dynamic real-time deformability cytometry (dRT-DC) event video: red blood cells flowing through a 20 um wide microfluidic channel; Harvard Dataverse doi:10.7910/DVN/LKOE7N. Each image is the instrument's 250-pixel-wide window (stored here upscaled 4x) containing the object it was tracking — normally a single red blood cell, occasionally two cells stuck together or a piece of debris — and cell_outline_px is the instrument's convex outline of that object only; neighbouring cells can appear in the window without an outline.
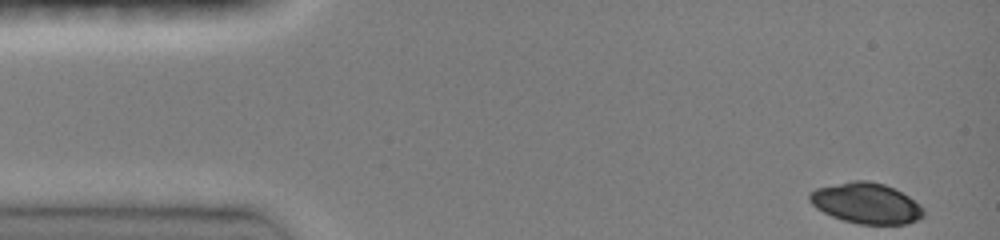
{"species": "common noctule bat (a hibernating species)", "species_latin": "Nyctalus noctula", "temperature_condition": "room temperature", "stored_images_in_passage": 43, "camera_frame_rate_fps": 3000, "um_per_image_px": 0.085, "animal": {"sex": "female", "body_mass_g": 19.0, "forearm_length_mm": 51.5}, "frame": {"image": 1, "passage_image": 1, "time_ms": 0.0, "image_size_px": [1000, 240], "cell_outline_px": [[924, 216], [920, 220], [904, 224], [860, 224], [844, 220], [832, 216], [816, 208], [808, 200], [808, 196], [816, 188], [852, 180], [868, 180], [884, 184], [908, 196], [920, 204], [924, 208]], "centroid_in_image_um": [73.65, 17.27], "position_along_channel_um": 11.4, "area_um2": 26.99}}
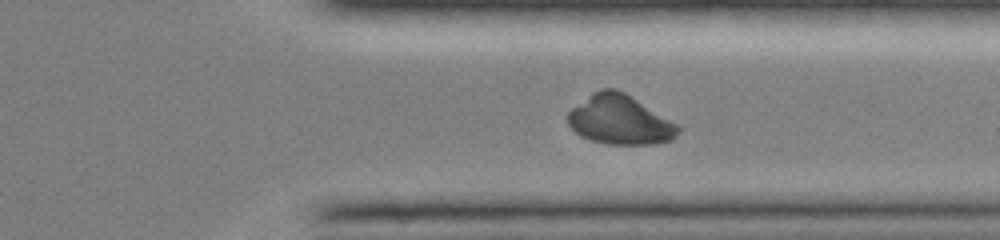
{"frame": {"image": 2, "passage_image": 35, "time_ms": 11.333, "image_size_px": [1000, 240], "cell_outline_px": [[680, 132], [672, 140], [652, 144], [608, 144], [592, 140], [580, 136], [568, 124], [568, 112], [572, 108], [592, 92], [600, 88], [616, 88], [624, 92], [676, 124], [680, 128]], "centroid_in_image_um": [52.66, 10.18], "position_along_channel_um": 358.7, "area_um2": 31.39}}
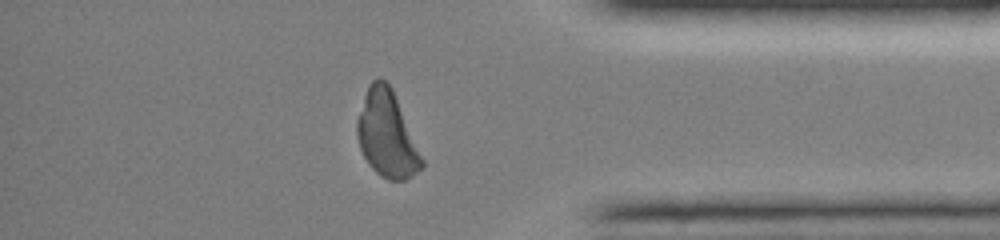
{"frame": {"image": 3, "passage_image": 39, "time_ms": 12.667, "image_size_px": [1000, 240], "cell_outline_px": [[424, 168], [412, 176], [404, 180], [388, 180], [380, 176], [368, 164], [360, 148], [356, 136], [356, 120], [368, 84], [372, 80], [380, 76], [392, 88], [424, 160]], "centroid_in_image_um": [32.87, 11.42], "position_along_channel_um": 402.3, "area_um2": 32.66}}